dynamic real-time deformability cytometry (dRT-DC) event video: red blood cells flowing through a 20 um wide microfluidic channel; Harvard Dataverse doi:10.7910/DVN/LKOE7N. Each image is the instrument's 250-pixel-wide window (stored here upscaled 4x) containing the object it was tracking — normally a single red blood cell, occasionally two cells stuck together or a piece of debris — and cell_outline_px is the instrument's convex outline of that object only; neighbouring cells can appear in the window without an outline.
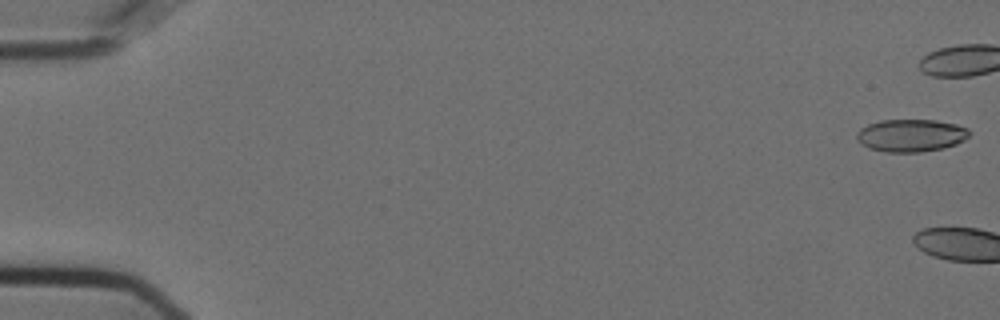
{"species": "Egyptian fruit bat (a non-hibernating species)", "species_latin": "Rousettus aegyptiacus", "temperature_condition": "cold", "stored_images_in_passage": 3, "camera_frame_rate_fps": 3000, "um_per_image_px": 0.085, "animal": {"sex": "female"}, "frame": {"image": 1, "passage_image": 1, "time_ms": 0.0, "image_size_px": [1000, 320], "cell_outline_px": [[972, 132], [964, 140], [956, 144], [944, 148], [920, 152], [884, 152], [868, 148], [860, 144], [856, 136], [856, 132], [860, 128], [868, 124], [880, 120], [936, 120], [956, 124], [968, 128]], "centroid_in_image_um": [77.42, 11.51], "position_along_channel_um": 7.6, "area_um2": 21.62}}